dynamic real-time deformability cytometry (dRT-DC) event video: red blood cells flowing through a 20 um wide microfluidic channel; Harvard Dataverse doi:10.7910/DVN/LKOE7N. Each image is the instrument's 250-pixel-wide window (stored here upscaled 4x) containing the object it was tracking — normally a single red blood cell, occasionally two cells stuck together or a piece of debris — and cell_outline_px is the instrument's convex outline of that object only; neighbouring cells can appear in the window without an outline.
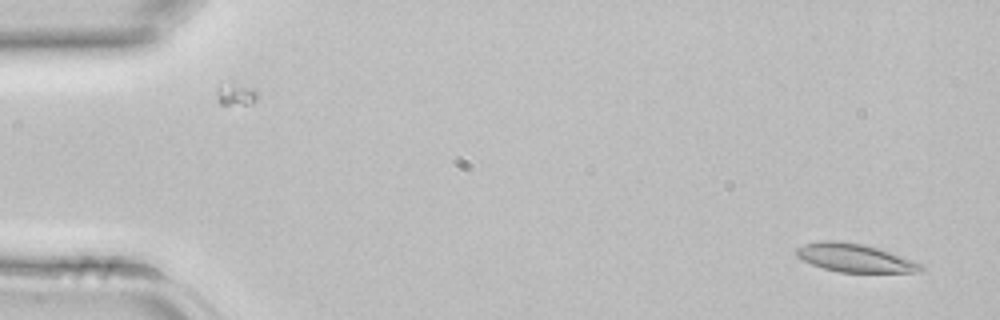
{"species": "common noctule bat (a hibernating species)", "species_latin": "Nyctalus noctula", "temperature_condition": "room temperature", "stored_images_in_passage": 43, "camera_frame_rate_fps": 3000, "um_per_image_px": 0.085, "animal": {"sex": "female", "body_mass_g": 22.7, "forearm_length_mm": 54.2}, "frame": {"image": 1, "passage_image": 2, "time_ms": 0.333, "image_size_px": [1000, 320], "cell_outline_px": [[924, 268], [920, 272], [840, 272], [824, 268], [812, 264], [796, 256], [796, 248], [804, 244], [820, 240], [836, 240], [864, 244], [880, 248], [920, 264]], "centroid_in_image_um": [72.61, 21.9], "position_along_channel_um": 12.4, "area_um2": 20.35}}
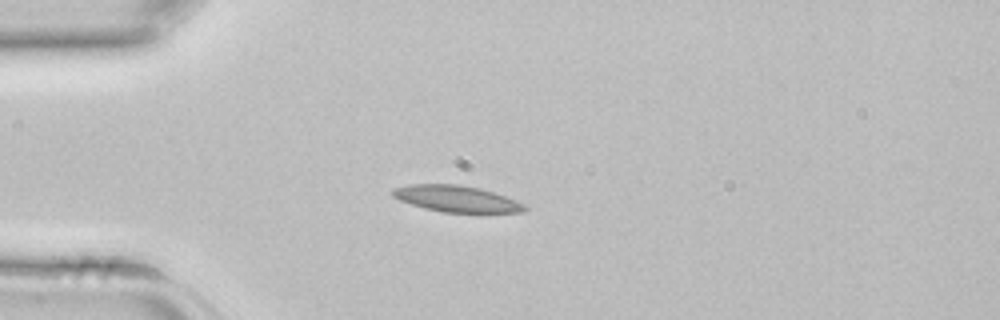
{"frame": {"image": 2, "passage_image": 11, "time_ms": 3.333, "image_size_px": [1000, 320], "cell_outline_px": [[528, 208], [524, 212], [444, 212], [424, 208], [400, 200], [392, 196], [392, 188], [408, 184], [456, 184], [480, 188], [516, 200], [524, 204]], "centroid_in_image_um": [38.78, 16.88], "position_along_channel_um": 46.2, "area_um2": 20.11}}
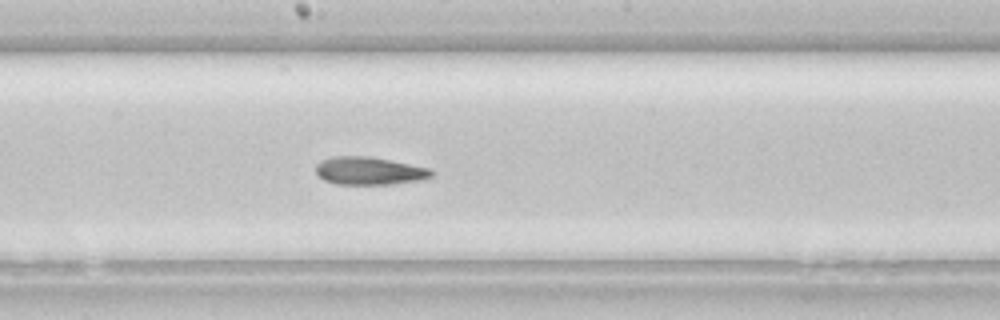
{"frame": {"image": 3, "passage_image": 23, "time_ms": 7.333, "image_size_px": [1000, 320], "cell_outline_px": [[432, 176], [420, 180], [392, 184], [336, 184], [324, 180], [316, 172], [316, 164], [320, 160], [332, 156], [368, 156], [432, 168]], "centroid_in_image_um": [31.37, 14.52], "position_along_channel_um": 216.8, "area_um2": 18.79}}